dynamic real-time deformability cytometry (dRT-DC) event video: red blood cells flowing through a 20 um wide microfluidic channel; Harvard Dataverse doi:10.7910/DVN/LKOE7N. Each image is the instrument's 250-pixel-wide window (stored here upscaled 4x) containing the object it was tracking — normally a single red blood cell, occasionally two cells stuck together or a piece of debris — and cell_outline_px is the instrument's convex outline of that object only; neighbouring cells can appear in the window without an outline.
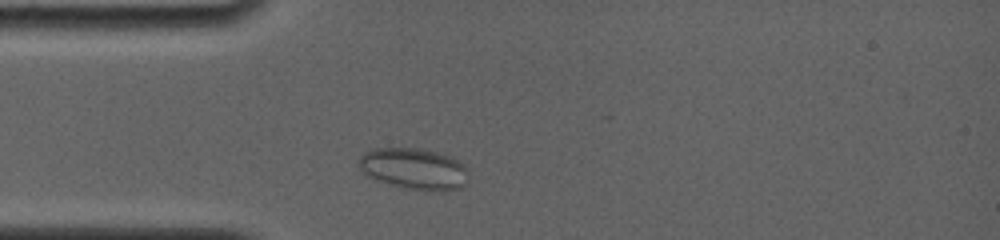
{"species": "common noctule bat (a hibernating species)", "species_latin": "Nyctalus noctula", "temperature_condition": "room temperature", "stored_images_in_passage": 22, "camera_frame_rate_fps": 4000, "um_per_image_px": 0.085, "animal": {"sex": "female", "body_mass_g": 19.0, "forearm_length_mm": 56.7}, "frame": {"image": 1, "passage_image": 3, "time_ms": 1.25, "image_size_px": [1000, 240], "cell_outline_px": [[468, 180], [460, 188], [408, 188], [388, 184], [368, 176], [356, 164], [360, 156], [364, 152], [372, 148], [420, 148], [452, 156], [468, 164]], "centroid_in_image_um": [35.18, 14.28], "position_along_channel_um": 49.8, "area_um2": 26.18}}
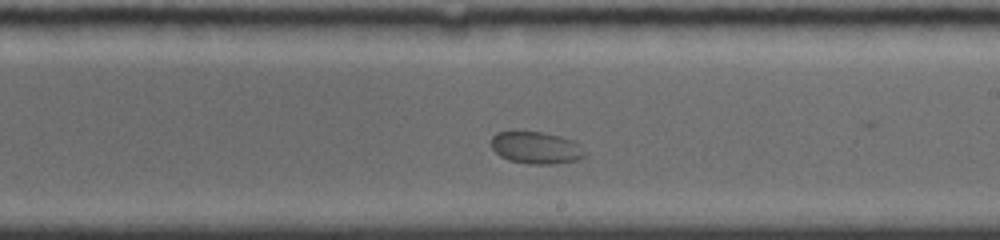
{"frame": {"image": 2, "passage_image": 14, "time_ms": 6.75, "image_size_px": [1000, 240], "cell_outline_px": [[588, 152], [584, 156], [576, 160], [552, 164], [528, 164], [508, 160], [500, 156], [492, 148], [492, 136], [496, 132], [540, 132], [560, 136], [572, 140], [580, 144]], "centroid_in_image_um": [45.59, 12.57], "position_along_channel_um": 243.4, "area_um2": 17.51}}
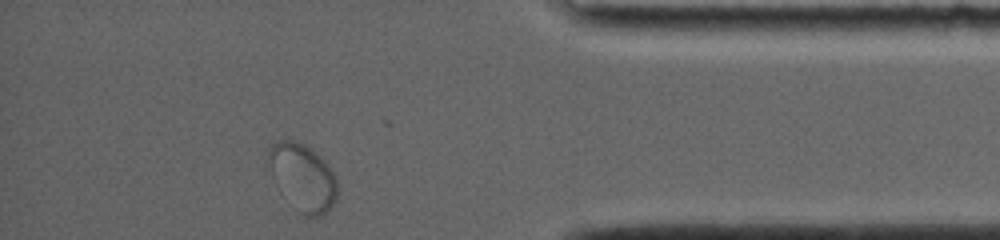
{"frame": {"image": 3, "passage_image": 22, "time_ms": 11.75, "image_size_px": [1000, 240], "cell_outline_px": [[336, 200], [320, 216], [304, 216], [300, 212], [264, 168], [264, 164], [268, 148], [276, 140], [296, 140], [308, 148], [324, 160], [328, 164], [336, 176]], "centroid_in_image_um": [25.65, 15.0], "position_along_channel_um": 409.5, "area_um2": 26.76}}